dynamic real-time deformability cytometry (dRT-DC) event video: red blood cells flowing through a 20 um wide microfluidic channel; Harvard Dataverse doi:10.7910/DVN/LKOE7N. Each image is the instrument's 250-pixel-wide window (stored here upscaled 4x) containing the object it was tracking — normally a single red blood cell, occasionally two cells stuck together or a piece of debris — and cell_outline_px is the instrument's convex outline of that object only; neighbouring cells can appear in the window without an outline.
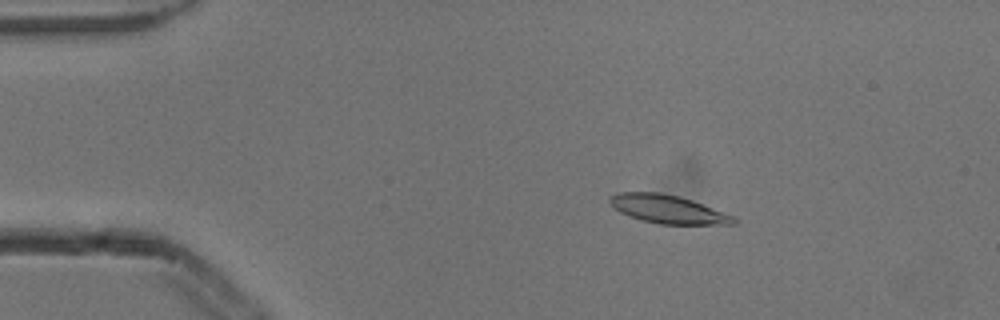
{"species": "common noctule bat (a hibernating species)", "species_latin": "Nyctalus noctula", "temperature_condition": "cold", "stored_images_in_passage": 5, "camera_frame_rate_fps": 3000, "um_per_image_px": 0.085, "animal": {"sex": "male", "body_mass_g": 13.3}, "frame": {"image": 1, "passage_image": 3, "time_ms": 0.667, "image_size_px": [1000, 320], "cell_outline_px": [[736, 224], [660, 224], [644, 220], [620, 212], [608, 200], [608, 196], [616, 192], [660, 192], [680, 196], [692, 200], [732, 216], [736, 220]], "centroid_in_image_um": [56.73, 17.76], "position_along_channel_um": 28.3, "area_um2": 20.11}}
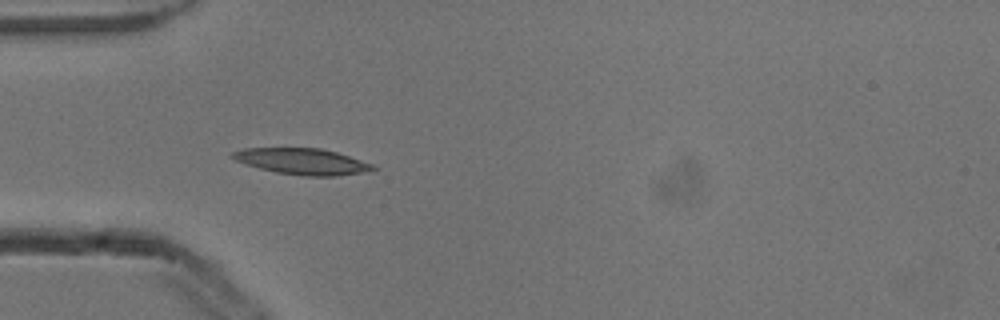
{"frame": {"image": 2, "passage_image": 5, "time_ms": 1.333, "image_size_px": [1000, 320], "cell_outline_px": [[376, 168], [360, 172], [336, 176], [304, 176], [276, 172], [260, 168], [236, 160], [228, 156], [232, 152], [244, 148], [320, 148], [336, 152], [372, 164]], "centroid_in_image_um": [25.63, 13.71], "position_along_channel_um": 59.4, "area_um2": 20.98}}